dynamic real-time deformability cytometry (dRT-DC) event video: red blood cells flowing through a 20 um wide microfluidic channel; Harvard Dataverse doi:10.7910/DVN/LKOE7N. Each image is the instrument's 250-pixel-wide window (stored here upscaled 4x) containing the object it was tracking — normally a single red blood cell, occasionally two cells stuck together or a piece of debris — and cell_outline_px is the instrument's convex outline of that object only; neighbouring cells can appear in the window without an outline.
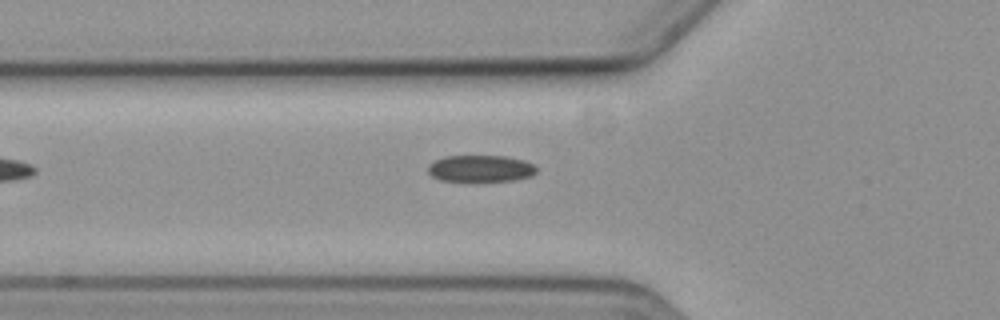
{"species": "common noctule bat (a hibernating species)", "species_latin": "Nyctalus noctula", "temperature_condition": "cold", "stored_images_in_passage": 5, "camera_frame_rate_fps": 3000, "um_per_image_px": 0.085, "animal": {"sex": "female", "body_mass_g": 19.3, "forearm_length_mm": 54.1}, "frame": {"image": 1, "passage_image": 5, "time_ms": 5.0, "image_size_px": [1000, 320], "cell_outline_px": [[536, 172], [532, 176], [512, 180], [440, 180], [432, 176], [428, 172], [428, 164], [444, 156], [504, 156], [524, 160], [536, 164]], "centroid_in_image_um": [40.87, 14.3], "position_along_channel_um": 84.9, "area_um2": 16.7}}